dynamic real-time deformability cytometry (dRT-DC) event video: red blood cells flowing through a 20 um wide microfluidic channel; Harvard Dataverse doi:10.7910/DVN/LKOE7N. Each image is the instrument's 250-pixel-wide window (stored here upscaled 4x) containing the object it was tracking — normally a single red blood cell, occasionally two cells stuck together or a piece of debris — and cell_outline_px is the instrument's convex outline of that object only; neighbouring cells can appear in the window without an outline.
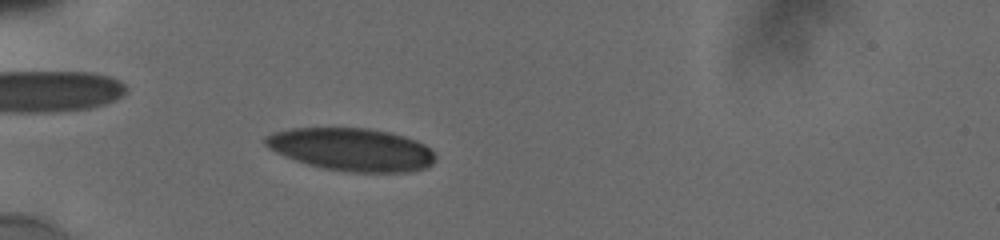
{"species": "human", "species_latin": "Homo sapiens", "temperature_condition": "cold", "stored_images_in_passage": 5, "camera_frame_rate_fps": 3000, "um_per_image_px": 0.085, "donor": {"sex": "male"}, "frame": {"image": 1, "passage_image": 4, "time_ms": 3.667, "image_size_px": [1000, 240], "cell_outline_px": [[436, 160], [432, 164], [424, 168], [408, 172], [348, 172], [324, 168], [308, 164], [296, 160], [276, 152], [268, 148], [264, 144], [264, 136], [276, 132], [292, 128], [368, 128], [388, 132], [404, 136], [416, 140], [432, 148], [436, 152]], "centroid_in_image_um": [29.93, 12.7], "position_along_channel_um": 55.1, "area_um2": 42.48}}